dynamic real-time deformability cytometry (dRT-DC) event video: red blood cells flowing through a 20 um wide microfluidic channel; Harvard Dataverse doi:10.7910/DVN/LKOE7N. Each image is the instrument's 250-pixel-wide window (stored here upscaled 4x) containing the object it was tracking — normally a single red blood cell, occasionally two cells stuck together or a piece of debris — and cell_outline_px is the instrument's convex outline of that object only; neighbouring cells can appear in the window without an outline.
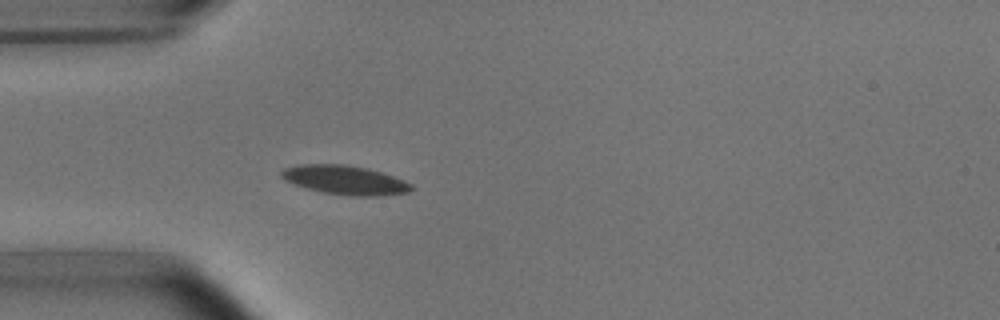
{"species": "common noctule bat (a hibernating species)", "species_latin": "Nyctalus noctula", "temperature_condition": "room temperature", "stored_images_in_passage": 1, "camera_frame_rate_fps": 3000, "um_per_image_px": 0.085, "animal": {"sex": "male", "body_mass_g": 15.6}, "frame": {"image": 1, "passage_image": 1, "time_ms": 0.0, "image_size_px": [1000, 320], "cell_outline_px": [[416, 188], [408, 192], [376, 196], [352, 196], [324, 192], [292, 184], [284, 180], [280, 176], [280, 172], [284, 168], [296, 164], [348, 164], [368, 168], [404, 180], [412, 184]], "centroid_in_image_um": [29.3, 15.29], "position_along_channel_um": 55.7, "area_um2": 22.14}}